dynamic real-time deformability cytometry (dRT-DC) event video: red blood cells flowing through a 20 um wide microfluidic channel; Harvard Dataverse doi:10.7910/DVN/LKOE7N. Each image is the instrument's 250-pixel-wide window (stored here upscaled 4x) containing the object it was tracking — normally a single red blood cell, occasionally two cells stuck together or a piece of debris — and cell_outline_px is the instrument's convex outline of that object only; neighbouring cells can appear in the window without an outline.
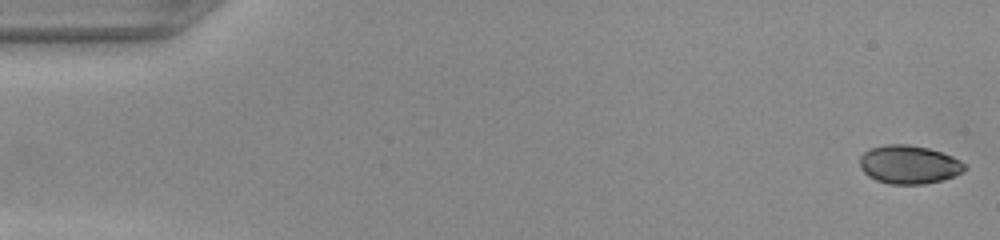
{"species": "common noctule bat (a hibernating species)", "species_latin": "Nyctalus noctula", "temperature_condition": "warm", "stored_images_in_passage": 49, "camera_frame_rate_fps": 3000, "um_per_image_px": 0.085, "animal": {"sex": "female", "body_mass_g": 22.0, "forearm_length_mm": 56.7}, "frame": {"image": 1, "passage_image": 1, "time_ms": 0.0, "image_size_px": [1000, 240], "cell_outline_px": [[968, 168], [964, 172], [940, 180], [924, 184], [888, 184], [876, 180], [868, 176], [860, 168], [860, 156], [864, 152], [872, 148], [888, 144], [908, 144], [928, 148], [952, 156], [960, 160]], "centroid_in_image_um": [77.26, 13.99], "position_along_channel_um": 7.7, "area_um2": 23.47}}
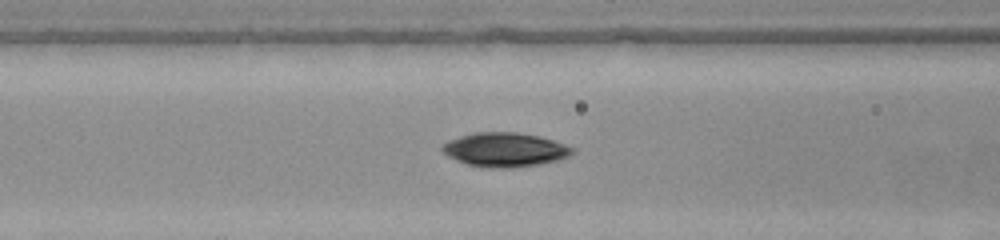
{"frame": {"image": 2, "passage_image": 20, "time_ms": 6.333, "image_size_px": [1000, 240], "cell_outline_px": [[576, 152], [568, 156], [556, 160], [540, 164], [512, 168], [488, 168], [468, 164], [456, 160], [448, 156], [440, 148], [448, 140], [460, 136], [476, 132], [516, 132], [540, 136], [576, 148]], "centroid_in_image_um": [42.93, 12.72], "position_along_channel_um": 123.7, "area_um2": 25.89}}
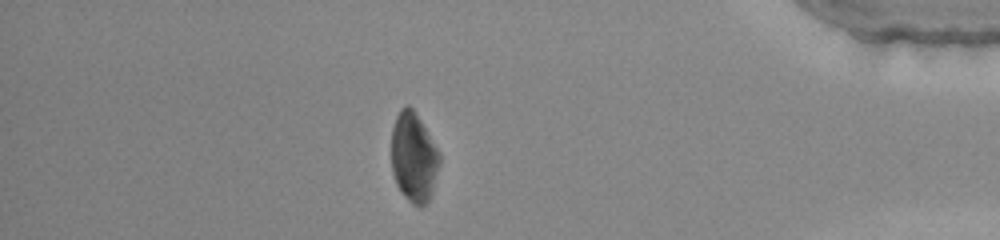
{"frame": {"image": 3, "passage_image": 43, "time_ms": 14.0, "image_size_px": [1000, 240], "cell_outline_px": [[440, 164], [432, 192], [428, 200], [420, 208], [412, 204], [400, 192], [396, 184], [392, 172], [392, 128], [396, 116], [400, 108], [404, 104], [408, 104], [412, 108], [420, 120], [440, 152]], "centroid_in_image_um": [35.16, 13.38], "position_along_channel_um": 400.0, "area_um2": 25.26}}